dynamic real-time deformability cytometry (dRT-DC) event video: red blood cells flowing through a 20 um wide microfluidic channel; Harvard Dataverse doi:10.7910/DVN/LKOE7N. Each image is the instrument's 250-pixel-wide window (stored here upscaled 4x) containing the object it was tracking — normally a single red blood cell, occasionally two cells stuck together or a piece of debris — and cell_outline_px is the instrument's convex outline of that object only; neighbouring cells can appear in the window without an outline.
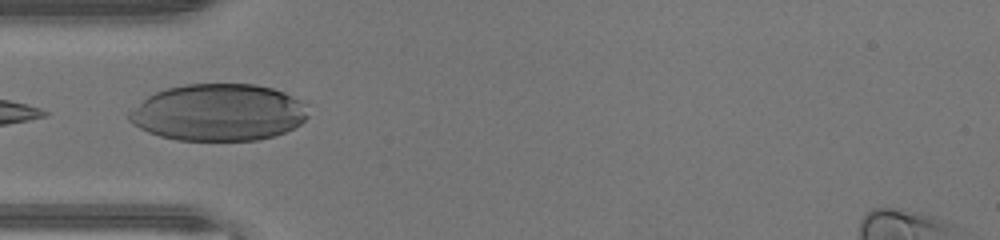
{"species": "human", "species_latin": "Homo sapiens", "temperature_condition": "warm", "stored_images_in_passage": 20, "camera_frame_rate_fps": 3000, "um_per_image_px": 0.085, "donor": {"sex": "male"}, "frame": {"image": 1, "passage_image": 1, "time_ms": 0.0, "image_size_px": [1000, 240], "cell_outline_px": [[308, 116], [300, 124], [276, 136], [256, 140], [176, 140], [160, 136], [148, 132], [132, 124], [128, 120], [128, 112], [132, 108], [148, 96], [156, 92], [168, 88], [188, 84], [256, 84], [272, 88], [284, 92], [300, 100]], "centroid_in_image_um": [18.54, 9.56], "position_along_channel_um": 66.5, "area_um2": 59.25}}